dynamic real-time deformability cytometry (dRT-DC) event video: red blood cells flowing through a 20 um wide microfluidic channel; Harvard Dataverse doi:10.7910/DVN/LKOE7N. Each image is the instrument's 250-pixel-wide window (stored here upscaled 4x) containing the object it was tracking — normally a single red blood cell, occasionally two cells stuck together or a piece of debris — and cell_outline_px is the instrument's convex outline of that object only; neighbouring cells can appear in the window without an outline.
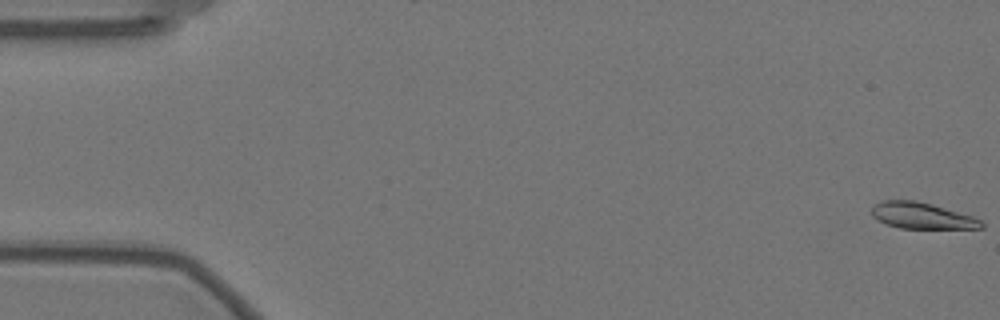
{"species": "Egyptian fruit bat (a non-hibernating species)", "species_latin": "Rousettus aegyptiacus", "temperature_condition": "warm", "stored_images_in_passage": 41, "camera_frame_rate_fps": 3000, "um_per_image_px": 0.085, "animal": {"sex": "female"}, "frame": {"image": 1, "passage_image": 1, "time_ms": 0.0, "image_size_px": [1000, 320], "cell_outline_px": [[984, 228], [900, 228], [888, 224], [872, 216], [872, 204], [884, 200], [916, 200], [932, 204], [972, 216], [980, 220], [984, 224]], "centroid_in_image_um": [78.35, 18.32], "position_along_channel_um": 6.7, "area_um2": 16.59}}
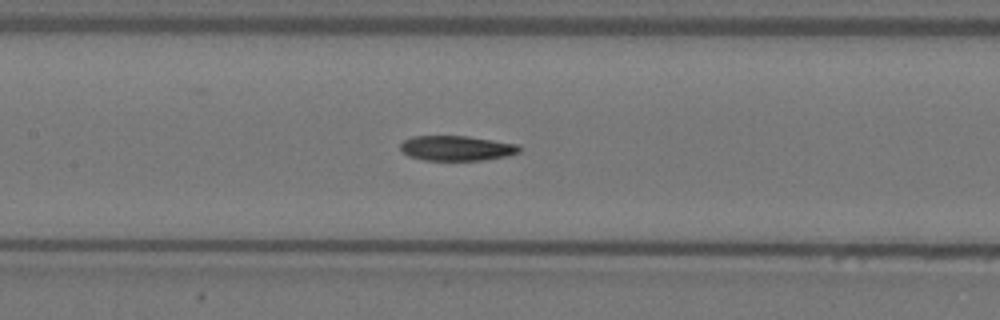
{"frame": {"image": 2, "passage_image": 27, "time_ms": 8.667, "image_size_px": [1000, 320], "cell_outline_px": [[520, 152], [508, 156], [484, 160], [424, 160], [408, 156], [400, 148], [400, 144], [404, 140], [412, 136], [468, 136], [520, 144]], "centroid_in_image_um": [38.84, 12.59], "position_along_channel_um": 168.6, "area_um2": 17.46}}
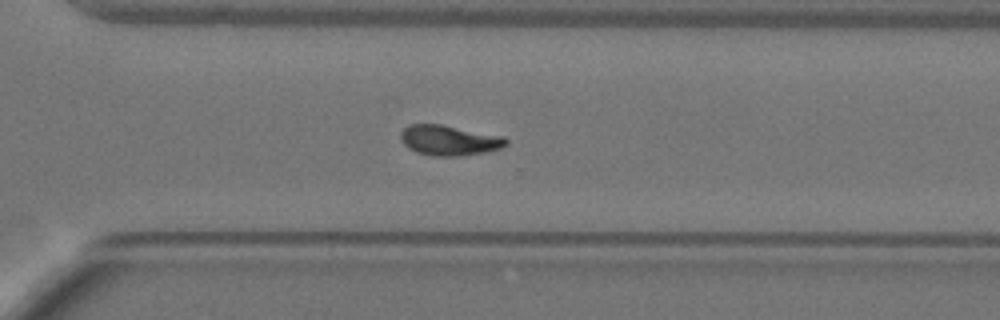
{"frame": {"image": 3, "passage_image": 41, "time_ms": 13.333, "image_size_px": [1000, 320], "cell_outline_px": [[508, 144], [500, 148], [484, 152], [460, 156], [432, 156], [416, 152], [408, 148], [400, 140], [400, 132], [408, 124], [440, 124], [504, 136], [508, 140]], "centroid_in_image_um": [38.16, 11.92], "position_along_channel_um": 332.4, "area_um2": 18.67}}